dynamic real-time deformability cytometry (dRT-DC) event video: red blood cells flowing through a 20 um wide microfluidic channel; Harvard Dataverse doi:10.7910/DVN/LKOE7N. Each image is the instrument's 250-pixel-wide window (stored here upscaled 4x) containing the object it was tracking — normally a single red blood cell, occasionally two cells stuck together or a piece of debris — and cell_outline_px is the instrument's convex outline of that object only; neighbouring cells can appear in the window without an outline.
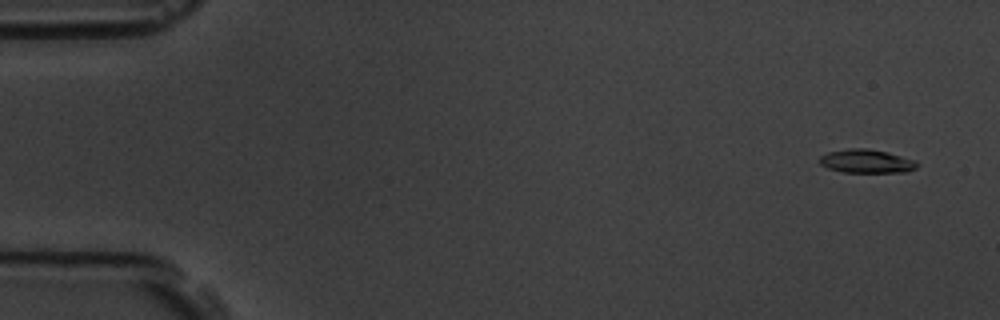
{"species": "common noctule bat (a hibernating species)", "species_latin": "Nyctalus noctula", "temperature_condition": "room temperature", "stored_images_in_passage": 58, "camera_frame_rate_fps": 3000, "um_per_image_px": 0.085, "animal": {"sex": "male", "body_mass_g": 19.5, "forearm_length_mm": 54.6}, "frame": {"image": 1, "passage_image": 4, "time_ms": 1.0, "image_size_px": [1000, 320], "cell_outline_px": [[920, 164], [916, 168], [908, 172], [844, 172], [828, 168], [820, 164], [820, 156], [828, 152], [848, 148], [868, 148], [888, 152], [916, 160]], "centroid_in_image_um": [73.69, 13.7], "position_along_channel_um": 11.3, "area_um2": 13.53}}
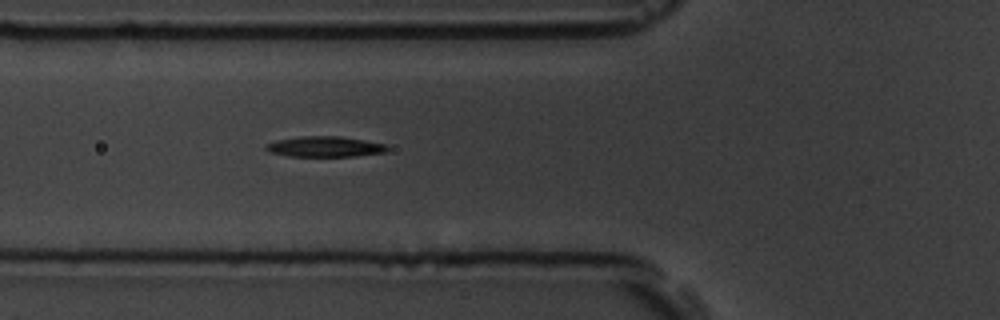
{"frame": {"image": 2, "passage_image": 22, "time_ms": 7.0, "image_size_px": [1000, 320], "cell_outline_px": [[388, 148], [384, 152], [356, 156], [288, 156], [268, 152], [264, 148], [264, 144], [276, 140], [300, 136], [340, 136], [388, 144]], "centroid_in_image_um": [27.57, 12.46], "position_along_channel_um": 98.2, "area_um2": 14.62}}
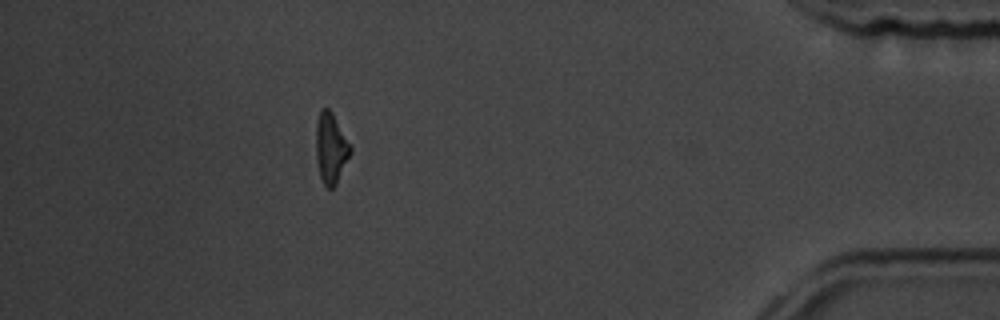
{"frame": {"image": 3, "passage_image": 52, "time_ms": 17.0, "image_size_px": [1000, 320], "cell_outline_px": [[352, 152], [336, 184], [332, 188], [328, 188], [324, 184], [320, 176], [316, 160], [316, 124], [320, 112], [324, 108], [328, 108], [332, 112], [352, 144]], "centroid_in_image_um": [28.15, 12.58], "position_along_channel_um": 407.1, "area_um2": 14.28}, "authors_computed_cell_mechanics": {"area_um2": 14.1321, "velocity_mm_per_s": 3.6021, "shape_relaxation_time_tau1_ms": 6.1164, "shape_relaxation_time_tau2_ms": 10.1636, "deformation_change_tau1": 0.2009, "deformation_change_tau2": 0.2133}}